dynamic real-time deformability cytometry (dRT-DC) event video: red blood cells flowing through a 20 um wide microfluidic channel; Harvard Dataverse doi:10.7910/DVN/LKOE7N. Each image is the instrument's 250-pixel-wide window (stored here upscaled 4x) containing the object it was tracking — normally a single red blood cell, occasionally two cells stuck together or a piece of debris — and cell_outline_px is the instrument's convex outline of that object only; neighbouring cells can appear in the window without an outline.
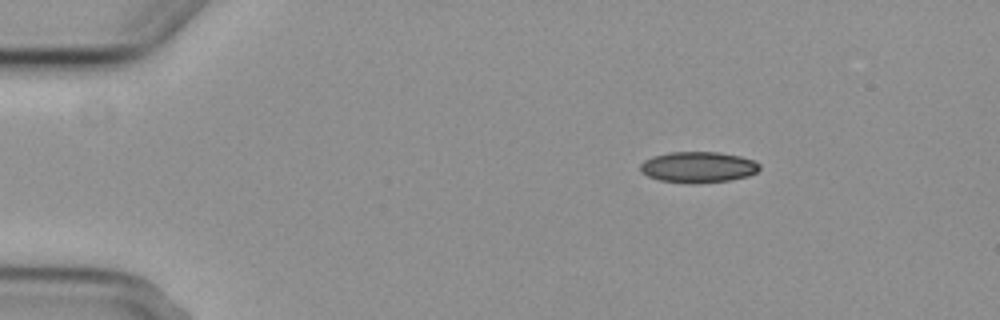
{"species": "common noctule bat (a hibernating species)", "species_latin": "Nyctalus noctula", "temperature_condition": "cold", "stored_images_in_passage": 5, "segment_of_instrument_passage": [1, 2], "camera_frame_rate_fps": 3000, "um_per_image_px": 0.085, "animal": {"sex": "female", "body_mass_g": 29.2, "forearm_length_mm": 56.3}, "frame": {"image": 1, "passage_image": 2, "time_ms": 1.0, "image_size_px": [1000, 320], "cell_outline_px": [[760, 168], [756, 172], [748, 176], [728, 180], [692, 184], [660, 180], [648, 176], [640, 172], [640, 164], [644, 160], [652, 156], [668, 152], [720, 152], [740, 156], [756, 160], [760, 164]], "centroid_in_image_um": [59.34, 14.2], "position_along_channel_um": 25.7, "area_um2": 21.68}}